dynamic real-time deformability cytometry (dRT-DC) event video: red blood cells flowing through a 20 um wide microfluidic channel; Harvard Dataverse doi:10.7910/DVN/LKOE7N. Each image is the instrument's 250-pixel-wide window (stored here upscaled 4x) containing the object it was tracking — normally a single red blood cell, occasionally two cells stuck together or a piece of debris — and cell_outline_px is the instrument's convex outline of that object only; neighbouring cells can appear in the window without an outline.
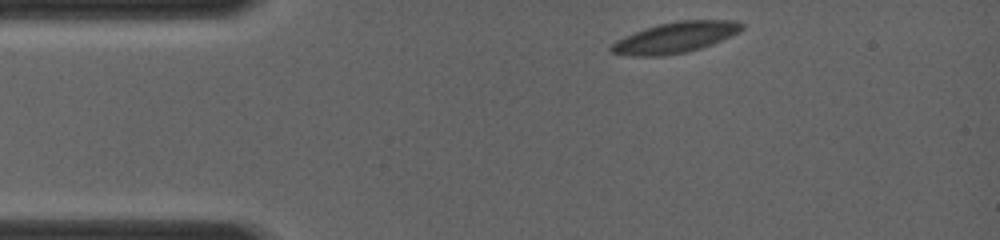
{"species": "common noctule bat (a hibernating species)", "species_latin": "Nyctalus noctula", "temperature_condition": "room temperature", "stored_images_in_passage": 4, "camera_frame_rate_fps": 4000, "um_per_image_px": 0.085, "animal": {"sex": "female", "body_mass_g": 19.0, "forearm_length_mm": 56.7}, "frame": {"image": 1, "passage_image": 1, "time_ms": 0.0, "image_size_px": [1000, 240], "cell_outline_px": [[744, 28], [740, 32], [712, 44], [700, 48], [684, 52], [664, 56], [632, 56], [612, 52], [608, 48], [616, 40], [644, 28], [676, 20], [732, 20], [744, 24]], "centroid_in_image_um": [57.41, 3.18], "position_along_channel_um": 27.6, "area_um2": 23.35}}